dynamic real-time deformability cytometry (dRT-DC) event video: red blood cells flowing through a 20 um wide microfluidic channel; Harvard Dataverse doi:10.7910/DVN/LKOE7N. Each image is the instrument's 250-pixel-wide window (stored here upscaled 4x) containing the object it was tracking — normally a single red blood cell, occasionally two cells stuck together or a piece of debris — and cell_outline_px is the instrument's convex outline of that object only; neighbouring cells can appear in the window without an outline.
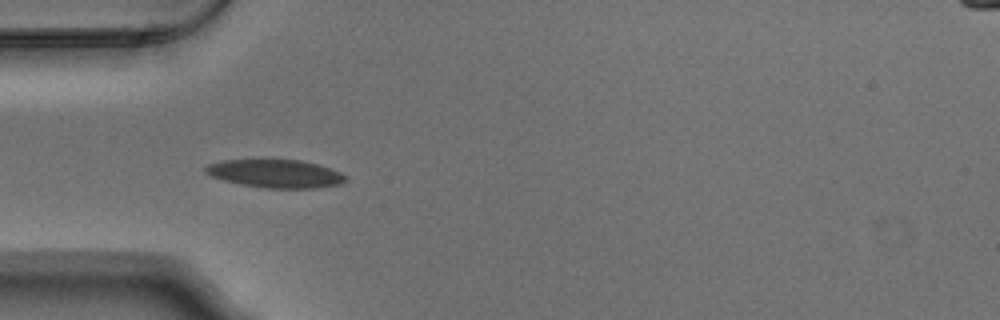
{"species": "Egyptian fruit bat (a non-hibernating species)", "species_latin": "Rousettus aegyptiacus", "temperature_condition": "warm", "stored_images_in_passage": 6, "camera_frame_rate_fps": 3000, "um_per_image_px": 0.085, "animal": {"sex": "male"}, "frame": {"image": 1, "passage_image": 5, "time_ms": 1.333, "image_size_px": [1000, 320], "cell_outline_px": [[348, 180], [340, 184], [316, 188], [268, 188], [244, 184], [224, 180], [212, 176], [204, 172], [204, 168], [208, 164], [224, 160], [300, 160], [332, 168], [348, 176]], "centroid_in_image_um": [23.47, 14.76], "position_along_channel_um": 61.5, "area_um2": 22.83}}
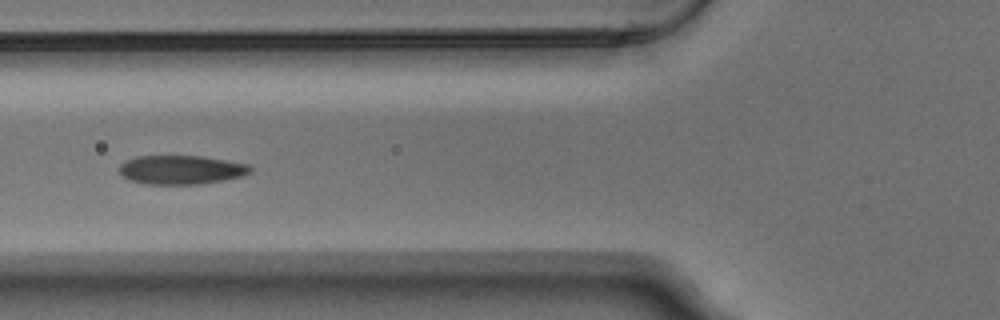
{"frame": {"image": 2, "passage_image": 6, "time_ms": 1.667, "image_size_px": [1000, 320], "cell_outline_px": [[252, 172], [244, 176], [224, 180], [200, 184], [144, 184], [128, 180], [120, 172], [120, 164], [136, 156], [200, 156], [252, 164]], "centroid_in_image_um": [15.46, 14.43], "position_along_channel_um": 110.3, "area_um2": 22.25}}